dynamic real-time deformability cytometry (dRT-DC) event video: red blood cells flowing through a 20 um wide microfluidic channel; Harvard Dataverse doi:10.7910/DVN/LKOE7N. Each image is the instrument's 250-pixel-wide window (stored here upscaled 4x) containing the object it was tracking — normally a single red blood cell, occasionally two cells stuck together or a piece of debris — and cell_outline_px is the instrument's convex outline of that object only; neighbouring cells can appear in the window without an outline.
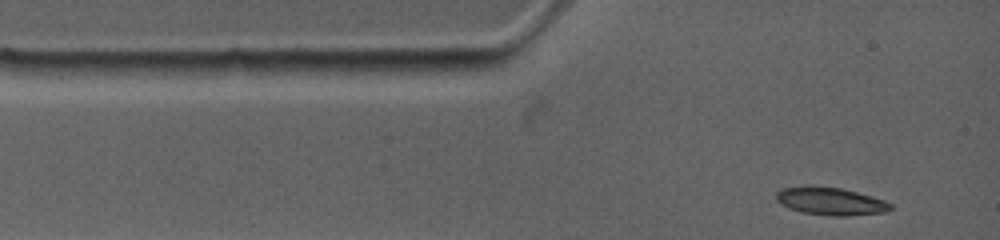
{"species": "common noctule bat (a hibernating species)", "species_latin": "Nyctalus noctula", "temperature_condition": "warm", "stored_images_in_passage": 44, "camera_frame_rate_fps": 4500, "um_per_image_px": 0.085, "animal": {"sex": "female", "body_mass_g": 19.0, "forearm_length_mm": 53.3}, "frame": {"image": 1, "passage_image": 1, "time_ms": 0.0, "image_size_px": [1000, 240], "cell_outline_px": [[896, 208], [888, 212], [840, 216], [832, 216], [804, 212], [792, 208], [776, 200], [776, 192], [784, 188], [840, 188], [872, 196], [884, 200], [892, 204]], "centroid_in_image_um": [70.73, 17.14], "position_along_channel_um": 14.3, "area_um2": 17.69}}
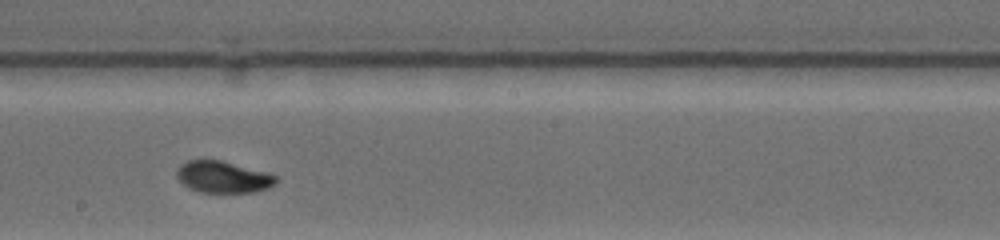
{"frame": {"image": 2, "passage_image": 26, "time_ms": 6.222, "image_size_px": [1000, 240], "cell_outline_px": [[280, 180], [276, 184], [268, 188], [252, 192], [196, 192], [180, 184], [176, 180], [176, 172], [184, 164], [192, 160], [216, 160], [268, 172], [280, 176]], "centroid_in_image_um": [18.99, 15.07], "position_along_channel_um": 229.2, "area_um2": 18.38}}
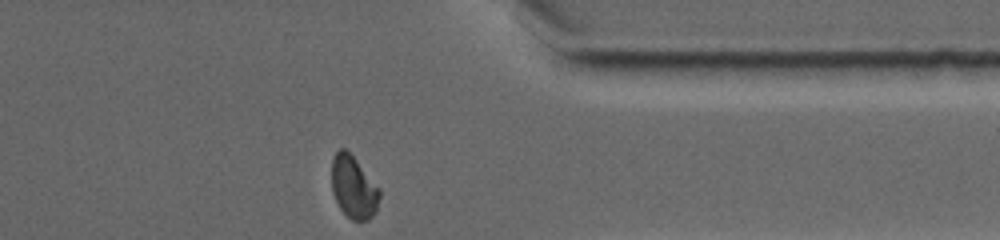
{"frame": {"image": 3, "passage_image": 44, "time_ms": 10.444, "image_size_px": [1000, 240], "cell_outline_px": [[380, 196], [376, 212], [368, 220], [352, 220], [340, 208], [332, 192], [332, 160], [336, 152], [340, 148], [344, 148], [356, 160], [380, 188]], "centroid_in_image_um": [30.06, 15.92], "position_along_channel_um": 381.3, "area_um2": 17.28}, "authors_computed_cell_mechanics": {"area_um2": 18.1492, "velocity_mm_per_s": 3.8382, "shape_relaxation_time_tau1_ms": 7.7382, "shape_relaxation_time_tau2_ms": 0.6809, "deformation_change_tau1": 0.2247, "deformation_change_tau2": 0.0294}}